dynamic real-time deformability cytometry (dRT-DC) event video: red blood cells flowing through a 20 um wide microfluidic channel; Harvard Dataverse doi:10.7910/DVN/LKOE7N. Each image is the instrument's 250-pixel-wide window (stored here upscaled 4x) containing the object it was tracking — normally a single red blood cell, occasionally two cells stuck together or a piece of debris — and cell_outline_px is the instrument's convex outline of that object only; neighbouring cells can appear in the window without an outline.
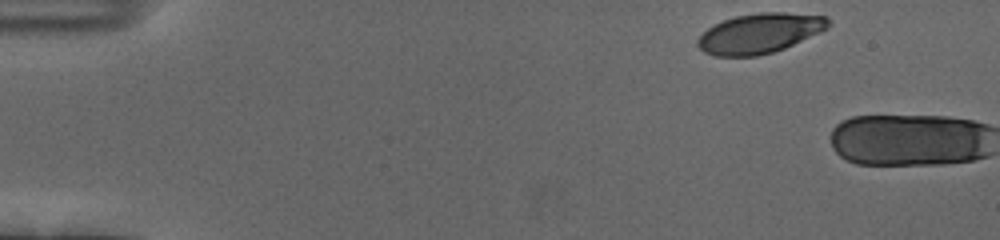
{"species": "human", "species_latin": "Homo sapiens", "temperature_condition": "cold", "stored_images_in_passage": 3, "camera_frame_rate_fps": 3000, "um_per_image_px": 0.085, "donor": {"sex": "female"}, "frame": {"image": 1, "passage_image": 1, "time_ms": 0.0, "image_size_px": [1000, 240], "cell_outline_px": [[832, 24], [828, 28], [820, 32], [784, 48], [772, 52], [756, 56], [716, 56], [704, 52], [696, 44], [696, 40], [708, 28], [724, 20], [736, 16], [760, 12], [784, 12], [828, 16], [832, 20]], "centroid_in_image_um": [64.61, 2.82], "position_along_channel_um": 20.4, "area_um2": 30.35}}